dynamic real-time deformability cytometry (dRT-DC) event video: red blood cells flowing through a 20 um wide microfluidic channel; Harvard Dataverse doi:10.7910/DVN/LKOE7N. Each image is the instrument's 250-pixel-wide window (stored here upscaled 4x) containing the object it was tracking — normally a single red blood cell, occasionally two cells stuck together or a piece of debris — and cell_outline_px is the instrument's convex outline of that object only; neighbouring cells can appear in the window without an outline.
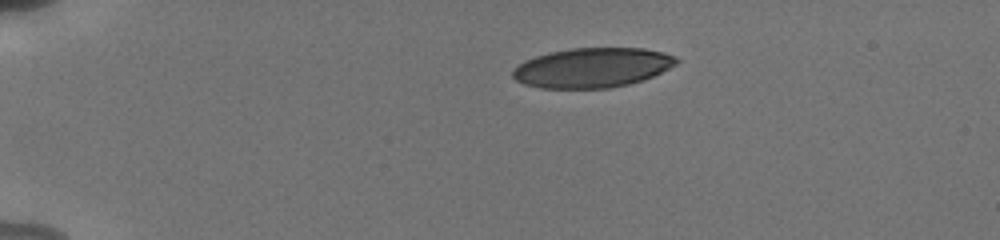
{"species": "human", "species_latin": "Homo sapiens", "temperature_condition": "cold", "stored_images_in_passage": 44, "camera_frame_rate_fps": 3000, "um_per_image_px": 0.085, "donor": {"sex": "male"}, "frame": {"image": 1, "passage_image": 1, "time_ms": 0.0, "image_size_px": [1000, 240], "cell_outline_px": [[680, 60], [676, 64], [644, 80], [628, 84], [608, 88], [540, 88], [524, 84], [516, 80], [512, 76], [512, 72], [524, 60], [548, 52], [568, 48], [644, 48], [664, 52], [676, 56]], "centroid_in_image_um": [50.35, 5.74], "position_along_channel_um": 34.6, "area_um2": 37.92}}
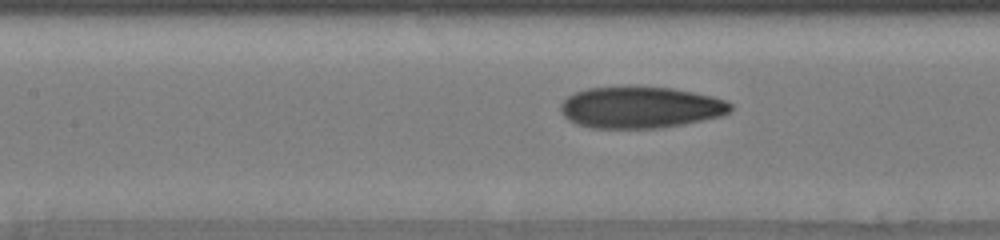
{"frame": {"image": 2, "passage_image": 16, "time_ms": 5.0, "image_size_px": [1000, 240], "cell_outline_px": [[732, 112], [724, 116], [684, 124], [660, 128], [592, 128], [576, 124], [568, 120], [560, 112], [560, 104], [568, 96], [576, 92], [588, 88], [628, 84], [672, 88], [712, 96], [724, 100], [732, 104]], "centroid_in_image_um": [54.43, 9.11], "position_along_channel_um": 153.0, "area_um2": 42.14}}
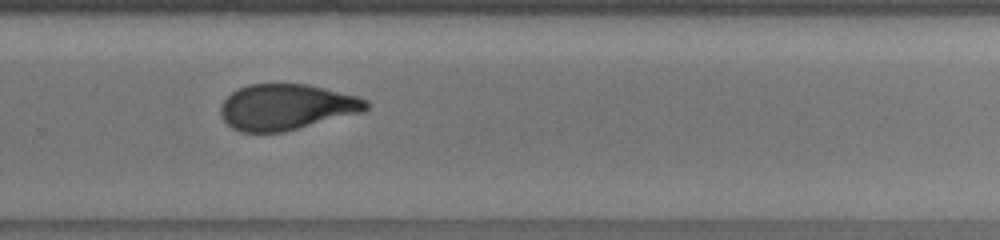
{"frame": {"image": 3, "passage_image": 28, "time_ms": 9.0, "image_size_px": [1000, 240], "cell_outline_px": [[368, 108], [360, 112], [284, 132], [240, 132], [232, 128], [220, 116], [220, 104], [232, 92], [248, 84], [308, 84], [360, 96], [368, 100]], "centroid_in_image_um": [24.33, 9.09], "position_along_channel_um": 305.5, "area_um2": 38.84}, "authors_computed_cell_mechanics": {"area_um2": 39.9398, "velocity_mm_per_s": 3.8277, "shape_relaxation_time_tau1_ms": 4.697, "shape_relaxation_time_tau2_ms": 1.7262, "deformation_change_tau1": 0.1773, "deformation_change_tau2": 0.088}}